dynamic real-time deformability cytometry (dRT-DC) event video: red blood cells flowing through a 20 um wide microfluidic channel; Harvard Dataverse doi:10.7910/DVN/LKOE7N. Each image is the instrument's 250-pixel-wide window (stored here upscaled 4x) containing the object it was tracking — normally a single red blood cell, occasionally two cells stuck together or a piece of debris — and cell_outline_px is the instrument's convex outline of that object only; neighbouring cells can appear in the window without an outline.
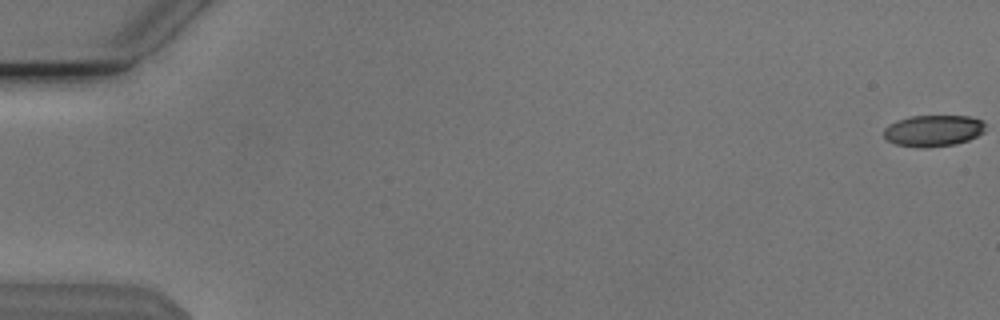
{"species": "Egyptian fruit bat (a non-hibernating species)", "species_latin": "Rousettus aegyptiacus", "temperature_condition": "cold", "stored_images_in_passage": 8, "camera_frame_rate_fps": 3000, "um_per_image_px": 0.085, "animal": {"sex": "male"}, "frame": {"image": 1, "passage_image": 1, "time_ms": 0.0, "image_size_px": [1000, 320], "cell_outline_px": [[984, 132], [968, 140], [956, 144], [924, 148], [916, 148], [896, 144], [888, 140], [884, 136], [884, 128], [888, 124], [896, 120], [908, 116], [968, 116], [984, 120]], "centroid_in_image_um": [79.31, 11.11], "position_along_channel_um": 5.7, "area_um2": 18.79}}